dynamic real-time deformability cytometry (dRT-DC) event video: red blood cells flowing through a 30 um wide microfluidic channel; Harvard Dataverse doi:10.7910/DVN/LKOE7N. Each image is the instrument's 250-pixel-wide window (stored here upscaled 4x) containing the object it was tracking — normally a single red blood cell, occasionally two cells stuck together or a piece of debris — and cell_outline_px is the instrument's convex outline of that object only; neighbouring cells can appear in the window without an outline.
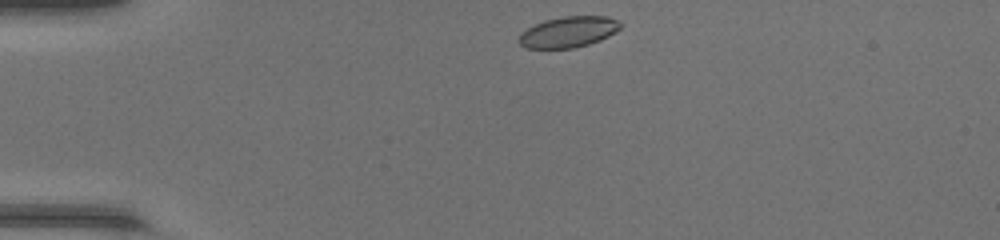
{"species": "common noctule bat (a hibernating species)", "species_latin": "Nyctalus noctula", "temperature_condition": "warm", "stored_images_in_passage": 38, "camera_frame_rate_fps": 3000, "um_per_image_px": 0.085, "animal": {"sex": "female", "body_mass_g": 17.0, "forearm_length_mm": 48.0}, "frame": {"image": 1, "passage_image": 1, "time_ms": 0.0, "image_size_px": [1000, 240], "cell_outline_px": [[624, 24], [616, 32], [600, 40], [588, 44], [572, 48], [524, 48], [516, 40], [520, 32], [544, 20], [564, 16], [608, 16]], "centroid_in_image_um": [48.3, 2.71], "position_along_channel_um": 36.7, "area_um2": 18.38}}
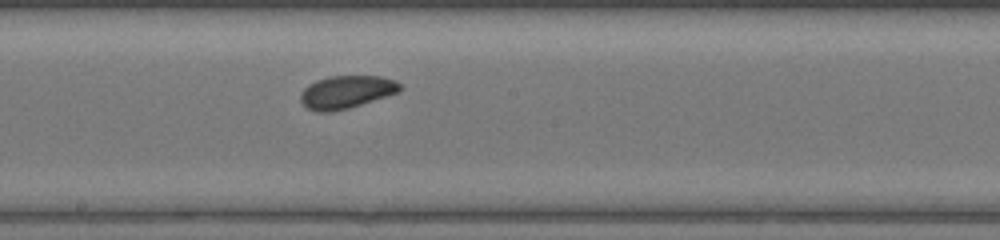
{"frame": {"image": 2, "passage_image": 17, "time_ms": 5.333, "image_size_px": [1000, 240], "cell_outline_px": [[400, 88], [396, 92], [348, 108], [332, 112], [316, 112], [308, 108], [300, 100], [300, 92], [308, 84], [316, 80], [328, 76], [380, 76], [396, 80], [400, 84]], "centroid_in_image_um": [29.37, 7.81], "position_along_channel_um": 218.8, "area_um2": 18.79}}
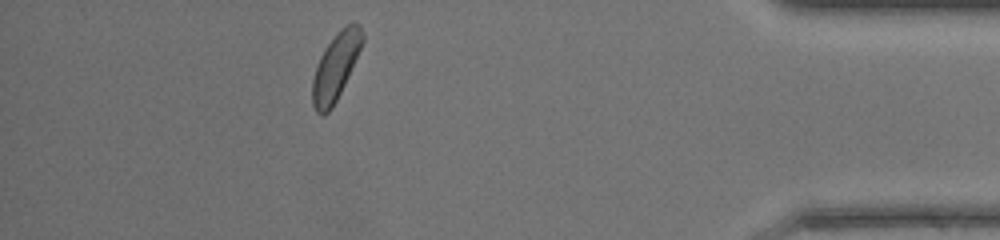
{"frame": {"image": 3, "passage_image": 33, "time_ms": 10.667, "image_size_px": [1000, 240], "cell_outline_px": [[364, 40], [348, 76], [332, 108], [324, 116], [320, 116], [316, 112], [312, 104], [312, 80], [320, 56], [324, 48], [336, 32], [344, 24], [360, 24], [364, 36]], "centroid_in_image_um": [28.51, 5.67], "position_along_channel_um": 406.7, "area_um2": 19.42}, "authors_computed_cell_mechanics": {"area_um2": 18.8717, "velocity_mm_per_s": 4.362, "shape_relaxation_time_tau1_ms": 2.5614, "shape_relaxation_time_tau2_ms": 2.9904, "deformation_change_tau1": 0.0817, "deformation_change_tau2": 0.0676}}